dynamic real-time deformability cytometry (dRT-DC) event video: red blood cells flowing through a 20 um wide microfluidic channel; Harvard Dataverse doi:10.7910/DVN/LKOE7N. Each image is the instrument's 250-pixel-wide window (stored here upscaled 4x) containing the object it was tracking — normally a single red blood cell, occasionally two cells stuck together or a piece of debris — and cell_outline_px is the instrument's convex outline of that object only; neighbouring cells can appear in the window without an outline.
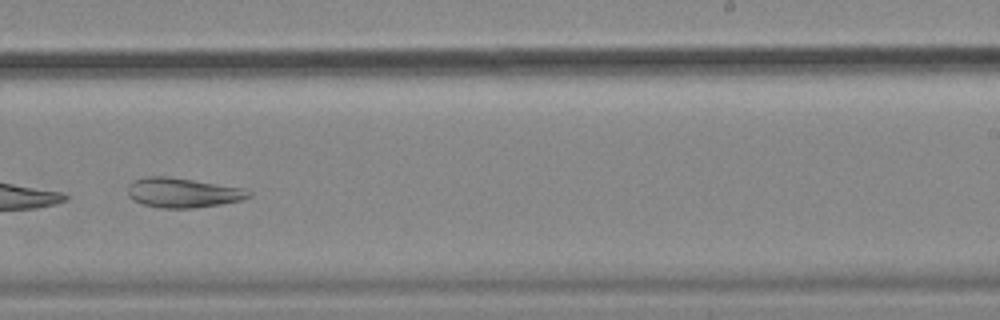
{"species": "common noctule bat (a hibernating species)", "species_latin": "Nyctalus noctula", "temperature_condition": "cold", "stored_images_in_passage": 9, "camera_frame_rate_fps": 3000, "um_per_image_px": 0.085, "animal": {"sex": "female", "body_mass_g": 18.4}, "frame": {"image": 1, "passage_image": 9, "time_ms": 2.667, "image_size_px": [1000, 320], "cell_outline_px": [[252, 196], [240, 200], [220, 204], [192, 208], [160, 208], [144, 204], [128, 196], [128, 184], [136, 180], [148, 176], [168, 176], [244, 188], [252, 192]], "centroid_in_image_um": [15.56, 16.37], "position_along_channel_um": 273.4, "area_um2": 20.75}}